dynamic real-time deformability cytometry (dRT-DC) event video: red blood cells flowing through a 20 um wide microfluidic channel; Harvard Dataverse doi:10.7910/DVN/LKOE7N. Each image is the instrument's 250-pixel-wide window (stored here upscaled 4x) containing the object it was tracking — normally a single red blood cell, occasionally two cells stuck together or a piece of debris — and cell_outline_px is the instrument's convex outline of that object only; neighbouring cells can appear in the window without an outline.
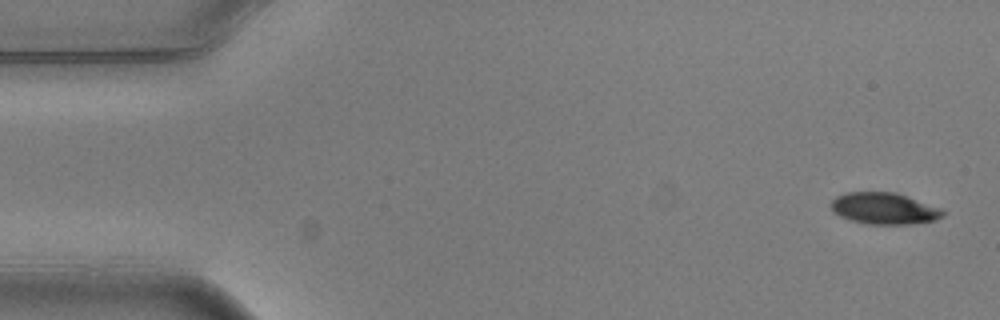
{"species": "common noctule bat (a hibernating species)", "species_latin": "Nyctalus noctula", "temperature_condition": "warm", "stored_images_in_passage": 4, "camera_frame_rate_fps": 3000, "um_per_image_px": 0.085, "animal": {"sex": "male", "body_mass_g": 20.5, "forearm_length_mm": 52.5}, "frame": {"image": 1, "passage_image": 1, "time_ms": 0.0, "image_size_px": [1000, 320], "cell_outline_px": [[948, 212], [944, 216], [936, 220], [908, 224], [868, 224], [852, 220], [840, 216], [832, 212], [832, 200], [836, 196], [848, 192], [896, 192], [908, 196], [940, 208]], "centroid_in_image_um": [75.18, 17.72], "position_along_channel_um": 9.8, "area_um2": 20.58}}
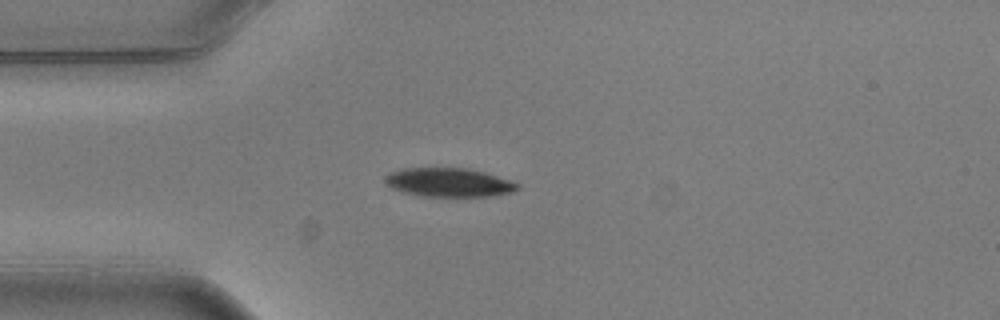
{"frame": {"image": 2, "passage_image": 4, "time_ms": 1.0, "image_size_px": [1000, 320], "cell_outline_px": [[520, 188], [512, 192], [496, 196], [420, 196], [404, 192], [392, 188], [384, 184], [384, 176], [400, 168], [468, 168], [484, 172], [520, 184]], "centroid_in_image_um": [38.13, 15.51], "position_along_channel_um": 46.9, "area_um2": 22.31}}